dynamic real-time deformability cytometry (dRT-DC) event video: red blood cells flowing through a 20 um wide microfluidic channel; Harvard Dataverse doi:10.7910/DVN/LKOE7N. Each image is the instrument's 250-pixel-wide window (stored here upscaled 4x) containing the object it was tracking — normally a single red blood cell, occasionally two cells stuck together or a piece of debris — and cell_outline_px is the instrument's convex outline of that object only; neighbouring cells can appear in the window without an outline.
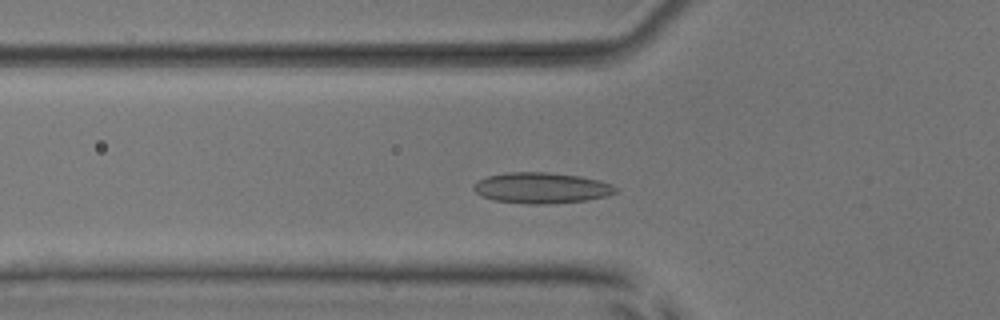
{"species": "common noctule bat (a hibernating species)", "species_latin": "Nyctalus noctula", "temperature_condition": "room temperature", "stored_images_in_passage": 48, "camera_frame_rate_fps": 3000, "um_per_image_px": 0.085, "animal": {"sex": "male", "body_mass_g": 17.9, "forearm_length_mm": 54.2}, "frame": {"image": 1, "passage_image": 12, "time_ms": 3.667, "image_size_px": [1000, 320], "cell_outline_px": [[620, 188], [616, 192], [608, 196], [588, 200], [548, 204], [528, 204], [496, 200], [480, 196], [472, 188], [480, 180], [488, 176], [508, 172], [548, 172], [580, 176], [600, 180], [612, 184]], "centroid_in_image_um": [46.09, 15.97], "position_along_channel_um": 79.7, "area_um2": 25.61}}
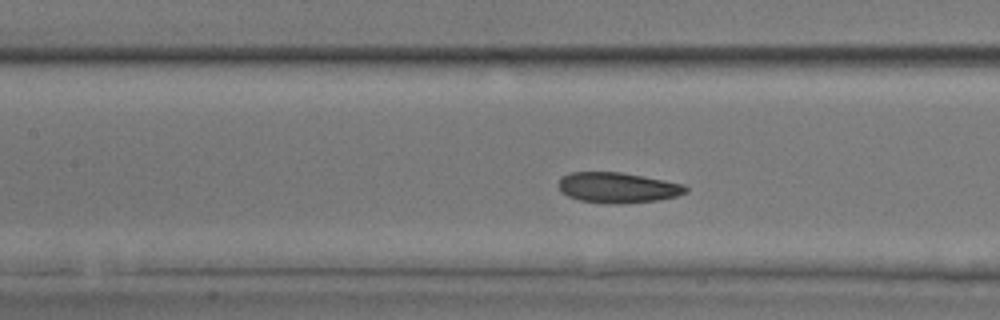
{"frame": {"image": 2, "passage_image": 18, "time_ms": 5.667, "image_size_px": [1000, 320], "cell_outline_px": [[688, 192], [676, 196], [656, 200], [624, 204], [604, 204], [580, 200], [568, 196], [560, 192], [560, 180], [564, 176], [572, 172], [620, 172], [644, 176], [684, 184], [688, 188]], "centroid_in_image_um": [52.53, 15.96], "position_along_channel_um": 154.9, "area_um2": 22.6}}
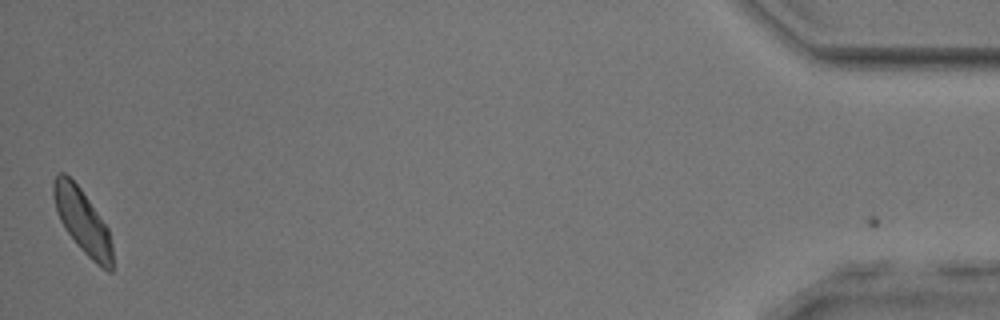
{"frame": {"image": 3, "passage_image": 47, "time_ms": 15.333, "image_size_px": [1000, 320], "cell_outline_px": [[112, 272], [108, 272], [96, 264], [80, 248], [64, 228], [60, 220], [52, 196], [52, 184], [56, 176], [60, 172], [64, 172], [80, 188], [108, 228], [112, 244]], "centroid_in_image_um": [7.01, 18.81], "position_along_channel_um": 428.2, "area_um2": 21.79}, "authors_computed_cell_mechanics": {"area_um2": 22.8021, "velocity_mm_per_s": 3.7596, "shape_relaxation_time_tau1_ms": 3.4258, "shape_relaxation_time_tau2_ms": 2.7716, "deformation_change_tau1": 0.1038, "deformation_change_tau2": 0.0701}}